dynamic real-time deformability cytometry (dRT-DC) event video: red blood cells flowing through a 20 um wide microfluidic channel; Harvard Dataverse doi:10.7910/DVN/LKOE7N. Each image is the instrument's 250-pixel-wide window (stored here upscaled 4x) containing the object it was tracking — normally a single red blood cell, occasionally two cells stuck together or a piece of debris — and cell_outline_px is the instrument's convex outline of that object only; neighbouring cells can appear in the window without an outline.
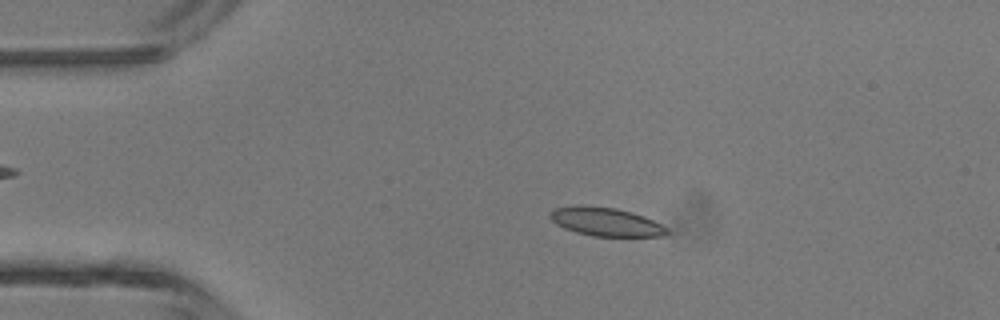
{"species": "common noctule bat (a hibernating species)", "species_latin": "Nyctalus noctula", "temperature_condition": "room temperature", "stored_images_in_passage": 3, "camera_frame_rate_fps": 3000, "um_per_image_px": 0.085, "animal": {"sex": "male", "body_mass_g": 13.3}, "frame": {"image": 1, "passage_image": 2, "time_ms": 0.333, "image_size_px": [1000, 320], "cell_outline_px": [[672, 232], [664, 236], [592, 236], [576, 232], [564, 228], [556, 224], [548, 216], [556, 208], [576, 204], [580, 204], [616, 208], [632, 212], [644, 216], [668, 228]], "centroid_in_image_um": [51.5, 18.84], "position_along_channel_um": 33.5, "area_um2": 19.59}}